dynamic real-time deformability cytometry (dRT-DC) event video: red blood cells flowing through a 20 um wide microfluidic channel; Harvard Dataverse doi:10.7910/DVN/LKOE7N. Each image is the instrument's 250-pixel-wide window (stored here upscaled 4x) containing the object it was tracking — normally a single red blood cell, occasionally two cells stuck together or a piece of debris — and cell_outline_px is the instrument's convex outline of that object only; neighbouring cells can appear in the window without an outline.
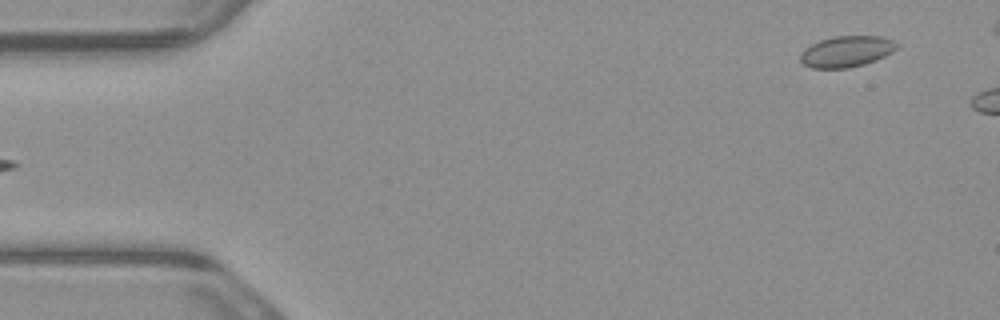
{"species": "common noctule bat (a hibernating species)", "species_latin": "Nyctalus noctula", "temperature_condition": "warm", "stored_images_in_passage": 6, "segment_of_instrument_passage": [2, 2], "camera_frame_rate_fps": 3000, "um_per_image_px": 0.085, "animal": {"sex": "male", "body_mass_g": 23.1, "forearm_length_mm": 52.7}, "frame": {"image": 1, "passage_image": 6, "time_ms": 1.667, "image_size_px": [1000, 320], "cell_outline_px": [[900, 44], [892, 52], [876, 60], [864, 64], [848, 68], [812, 68], [804, 64], [800, 60], [800, 52], [804, 48], [820, 40], [836, 36], [880, 36], [892, 40]], "centroid_in_image_um": [71.95, 4.37], "position_along_channel_um": 13.1, "area_um2": 17.46}}